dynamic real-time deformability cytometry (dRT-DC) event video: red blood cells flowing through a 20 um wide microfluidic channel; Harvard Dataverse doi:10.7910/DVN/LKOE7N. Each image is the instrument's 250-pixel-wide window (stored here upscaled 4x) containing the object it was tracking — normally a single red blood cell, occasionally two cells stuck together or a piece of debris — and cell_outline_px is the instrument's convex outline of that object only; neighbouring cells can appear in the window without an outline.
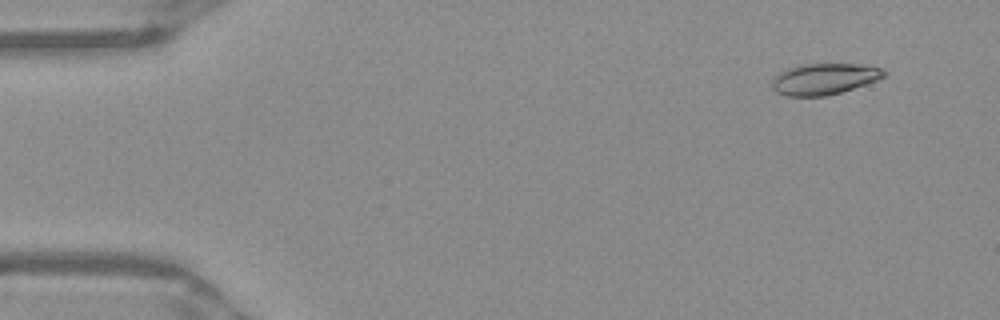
{"species": "Egyptian fruit bat (a non-hibernating species)", "species_latin": "Rousettus aegyptiacus", "temperature_condition": "warm", "stored_images_in_passage": 48, "camera_frame_rate_fps": 3000, "um_per_image_px": 0.085, "frame": {"image": 1, "passage_image": 1, "time_ms": 0.0, "image_size_px": [1000, 320], "cell_outline_px": [[888, 72], [884, 76], [876, 80], [840, 92], [824, 96], [784, 96], [776, 92], [772, 88], [772, 80], [784, 68], [800, 64], [860, 64], [884, 68]], "centroid_in_image_um": [70.03, 6.7], "position_along_channel_um": 15.0, "area_um2": 20.4}}
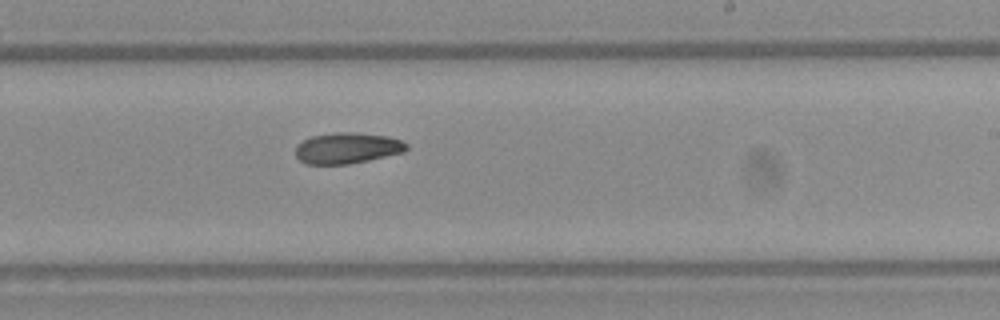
{"frame": {"image": 2, "passage_image": 28, "time_ms": 9.0, "image_size_px": [1000, 320], "cell_outline_px": [[408, 148], [404, 152], [368, 160], [348, 164], [304, 164], [296, 156], [296, 144], [312, 136], [340, 132], [356, 132], [388, 136], [400, 140], [408, 144]], "centroid_in_image_um": [29.51, 12.59], "position_along_channel_um": 259.5, "area_um2": 20.0}}
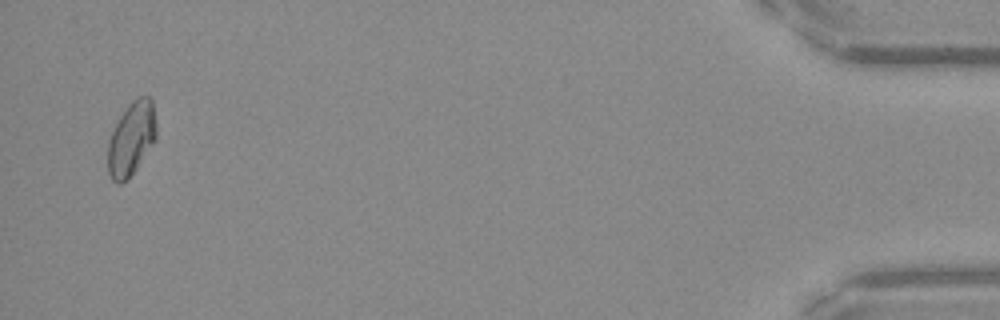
{"frame": {"image": 3, "passage_image": 47, "time_ms": 15.333, "image_size_px": [1000, 320], "cell_outline_px": [[156, 140], [136, 168], [120, 184], [116, 184], [112, 180], [108, 172], [108, 140], [120, 116], [128, 104], [136, 96], [148, 96], [152, 100], [156, 124]], "centroid_in_image_um": [11.17, 11.75], "position_along_channel_um": 424.0, "area_um2": 20.63}, "authors_computed_cell_mechanics": {"area_um2": 20.3745, "velocity_mm_per_s": 3.9404, "shape_relaxation_time_tau1_ms": null, "shape_relaxation_time_tau2_ms": 5.3374, "deformation_change_tau1": null, "deformation_change_tau2": 0.1085}}